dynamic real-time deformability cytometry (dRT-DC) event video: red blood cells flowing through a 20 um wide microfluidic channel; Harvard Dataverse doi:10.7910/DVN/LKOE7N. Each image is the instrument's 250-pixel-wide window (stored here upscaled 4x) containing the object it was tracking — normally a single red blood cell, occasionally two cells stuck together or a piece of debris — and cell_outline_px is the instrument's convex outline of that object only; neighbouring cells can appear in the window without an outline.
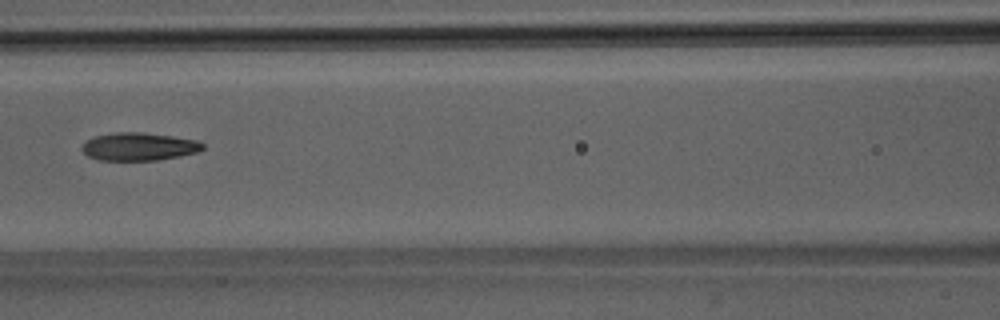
{"species": "Egyptian fruit bat (a non-hibernating species)", "species_latin": "Rousettus aegyptiacus", "temperature_condition": "room temperature", "stored_images_in_passage": 3, "camera_frame_rate_fps": 3000, "um_per_image_px": 0.085, "animal": {"sex": "male"}, "frame": {"image": 1, "passage_image": 3, "time_ms": 2.333, "image_size_px": [1000, 320], "cell_outline_px": [[204, 148], [196, 152], [180, 156], [156, 160], [100, 160], [88, 156], [80, 148], [88, 140], [96, 136], [116, 132], [140, 132], [172, 136], [196, 140], [204, 144]], "centroid_in_image_um": [11.81, 12.46], "position_along_channel_um": 154.8, "area_um2": 19.42}}